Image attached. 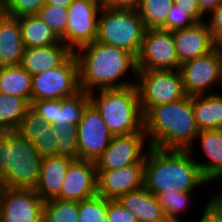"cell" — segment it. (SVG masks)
<instances>
[{
	"label": "cell",
	"instance_id": "6da1fadb",
	"mask_svg": "<svg viewBox=\"0 0 222 222\" xmlns=\"http://www.w3.org/2000/svg\"><path fill=\"white\" fill-rule=\"evenodd\" d=\"M74 53L79 64L80 89L88 94L101 89L136 85V57L126 50L94 41L81 46ZM128 71L134 79H127ZM122 77L126 79L121 80Z\"/></svg>",
	"mask_w": 222,
	"mask_h": 222
},
{
	"label": "cell",
	"instance_id": "7a4b0ae2",
	"mask_svg": "<svg viewBox=\"0 0 222 222\" xmlns=\"http://www.w3.org/2000/svg\"><path fill=\"white\" fill-rule=\"evenodd\" d=\"M195 147L164 149L149 147L145 155L144 187L159 193L192 192L209 184L195 161Z\"/></svg>",
	"mask_w": 222,
	"mask_h": 222
},
{
	"label": "cell",
	"instance_id": "3957f363",
	"mask_svg": "<svg viewBox=\"0 0 222 222\" xmlns=\"http://www.w3.org/2000/svg\"><path fill=\"white\" fill-rule=\"evenodd\" d=\"M144 132L149 146L189 149L200 132L193 112L192 96L150 108L144 114Z\"/></svg>",
	"mask_w": 222,
	"mask_h": 222
},
{
	"label": "cell",
	"instance_id": "277c9868",
	"mask_svg": "<svg viewBox=\"0 0 222 222\" xmlns=\"http://www.w3.org/2000/svg\"><path fill=\"white\" fill-rule=\"evenodd\" d=\"M42 157L16 131H0V175L3 187L35 189Z\"/></svg>",
	"mask_w": 222,
	"mask_h": 222
},
{
	"label": "cell",
	"instance_id": "5b68a950",
	"mask_svg": "<svg viewBox=\"0 0 222 222\" xmlns=\"http://www.w3.org/2000/svg\"><path fill=\"white\" fill-rule=\"evenodd\" d=\"M98 91V95L95 91L89 93L90 103L113 136L145 133L144 115L136 85Z\"/></svg>",
	"mask_w": 222,
	"mask_h": 222
},
{
	"label": "cell",
	"instance_id": "8992f818",
	"mask_svg": "<svg viewBox=\"0 0 222 222\" xmlns=\"http://www.w3.org/2000/svg\"><path fill=\"white\" fill-rule=\"evenodd\" d=\"M146 28L135 9L102 6L98 15L97 42L124 49L137 57Z\"/></svg>",
	"mask_w": 222,
	"mask_h": 222
},
{
	"label": "cell",
	"instance_id": "52a82bcc",
	"mask_svg": "<svg viewBox=\"0 0 222 222\" xmlns=\"http://www.w3.org/2000/svg\"><path fill=\"white\" fill-rule=\"evenodd\" d=\"M136 86L143 115L154 106L186 96L179 70H138Z\"/></svg>",
	"mask_w": 222,
	"mask_h": 222
},
{
	"label": "cell",
	"instance_id": "ba28073f",
	"mask_svg": "<svg viewBox=\"0 0 222 222\" xmlns=\"http://www.w3.org/2000/svg\"><path fill=\"white\" fill-rule=\"evenodd\" d=\"M80 90L79 64L74 52L60 66L32 76V101L62 99Z\"/></svg>",
	"mask_w": 222,
	"mask_h": 222
},
{
	"label": "cell",
	"instance_id": "9c48e42d",
	"mask_svg": "<svg viewBox=\"0 0 222 222\" xmlns=\"http://www.w3.org/2000/svg\"><path fill=\"white\" fill-rule=\"evenodd\" d=\"M101 8L99 0H73L67 8V26L61 42L75 52L81 46L96 41Z\"/></svg>",
	"mask_w": 222,
	"mask_h": 222
},
{
	"label": "cell",
	"instance_id": "30bf717a",
	"mask_svg": "<svg viewBox=\"0 0 222 222\" xmlns=\"http://www.w3.org/2000/svg\"><path fill=\"white\" fill-rule=\"evenodd\" d=\"M137 70H179L173 34L162 29H146L136 57Z\"/></svg>",
	"mask_w": 222,
	"mask_h": 222
},
{
	"label": "cell",
	"instance_id": "8fae6325",
	"mask_svg": "<svg viewBox=\"0 0 222 222\" xmlns=\"http://www.w3.org/2000/svg\"><path fill=\"white\" fill-rule=\"evenodd\" d=\"M186 96L213 93L212 88L219 84V47L198 58L186 61L179 67Z\"/></svg>",
	"mask_w": 222,
	"mask_h": 222
},
{
	"label": "cell",
	"instance_id": "7c38bea8",
	"mask_svg": "<svg viewBox=\"0 0 222 222\" xmlns=\"http://www.w3.org/2000/svg\"><path fill=\"white\" fill-rule=\"evenodd\" d=\"M146 137L145 133L113 136L95 161L96 170H115L145 161L146 149L150 147Z\"/></svg>",
	"mask_w": 222,
	"mask_h": 222
},
{
	"label": "cell",
	"instance_id": "4fadbf2b",
	"mask_svg": "<svg viewBox=\"0 0 222 222\" xmlns=\"http://www.w3.org/2000/svg\"><path fill=\"white\" fill-rule=\"evenodd\" d=\"M44 201L34 189L0 190L1 222H43Z\"/></svg>",
	"mask_w": 222,
	"mask_h": 222
},
{
	"label": "cell",
	"instance_id": "5bb4252c",
	"mask_svg": "<svg viewBox=\"0 0 222 222\" xmlns=\"http://www.w3.org/2000/svg\"><path fill=\"white\" fill-rule=\"evenodd\" d=\"M76 129L79 159L95 162L107 148L113 135L91 103L85 109Z\"/></svg>",
	"mask_w": 222,
	"mask_h": 222
},
{
	"label": "cell",
	"instance_id": "9a60e30c",
	"mask_svg": "<svg viewBox=\"0 0 222 222\" xmlns=\"http://www.w3.org/2000/svg\"><path fill=\"white\" fill-rule=\"evenodd\" d=\"M145 161L131 164L115 170H96L97 194L117 200L125 193L144 187Z\"/></svg>",
	"mask_w": 222,
	"mask_h": 222
},
{
	"label": "cell",
	"instance_id": "2e32d148",
	"mask_svg": "<svg viewBox=\"0 0 222 222\" xmlns=\"http://www.w3.org/2000/svg\"><path fill=\"white\" fill-rule=\"evenodd\" d=\"M97 194V173L94 161L72 160L61 189V199L80 202Z\"/></svg>",
	"mask_w": 222,
	"mask_h": 222
},
{
	"label": "cell",
	"instance_id": "e0dca14e",
	"mask_svg": "<svg viewBox=\"0 0 222 222\" xmlns=\"http://www.w3.org/2000/svg\"><path fill=\"white\" fill-rule=\"evenodd\" d=\"M179 64L211 52L216 46L206 20L172 32Z\"/></svg>",
	"mask_w": 222,
	"mask_h": 222
},
{
	"label": "cell",
	"instance_id": "ac0fdd59",
	"mask_svg": "<svg viewBox=\"0 0 222 222\" xmlns=\"http://www.w3.org/2000/svg\"><path fill=\"white\" fill-rule=\"evenodd\" d=\"M23 138H27L44 158L58 156V144L56 128L43 121L31 108L21 119L18 128L15 130Z\"/></svg>",
	"mask_w": 222,
	"mask_h": 222
},
{
	"label": "cell",
	"instance_id": "d6986e66",
	"mask_svg": "<svg viewBox=\"0 0 222 222\" xmlns=\"http://www.w3.org/2000/svg\"><path fill=\"white\" fill-rule=\"evenodd\" d=\"M65 156L44 157L41 162L40 175L34 191L45 202L61 199V189L70 162Z\"/></svg>",
	"mask_w": 222,
	"mask_h": 222
},
{
	"label": "cell",
	"instance_id": "ffe728a7",
	"mask_svg": "<svg viewBox=\"0 0 222 222\" xmlns=\"http://www.w3.org/2000/svg\"><path fill=\"white\" fill-rule=\"evenodd\" d=\"M72 53L65 44L24 48L20 65L34 76L60 66Z\"/></svg>",
	"mask_w": 222,
	"mask_h": 222
},
{
	"label": "cell",
	"instance_id": "44dd1931",
	"mask_svg": "<svg viewBox=\"0 0 222 222\" xmlns=\"http://www.w3.org/2000/svg\"><path fill=\"white\" fill-rule=\"evenodd\" d=\"M199 139L202 153L208 159L201 162L195 158L202 175L209 183L219 180L222 182V130H202L196 136L195 142Z\"/></svg>",
	"mask_w": 222,
	"mask_h": 222
},
{
	"label": "cell",
	"instance_id": "7402d4cb",
	"mask_svg": "<svg viewBox=\"0 0 222 222\" xmlns=\"http://www.w3.org/2000/svg\"><path fill=\"white\" fill-rule=\"evenodd\" d=\"M117 200L138 222H168L157 197L145 187L125 193Z\"/></svg>",
	"mask_w": 222,
	"mask_h": 222
},
{
	"label": "cell",
	"instance_id": "603a6c76",
	"mask_svg": "<svg viewBox=\"0 0 222 222\" xmlns=\"http://www.w3.org/2000/svg\"><path fill=\"white\" fill-rule=\"evenodd\" d=\"M23 51L19 19L7 14L0 22V66L20 65Z\"/></svg>",
	"mask_w": 222,
	"mask_h": 222
},
{
	"label": "cell",
	"instance_id": "cb8c5ba5",
	"mask_svg": "<svg viewBox=\"0 0 222 222\" xmlns=\"http://www.w3.org/2000/svg\"><path fill=\"white\" fill-rule=\"evenodd\" d=\"M194 117L200 131L222 130V93L192 96Z\"/></svg>",
	"mask_w": 222,
	"mask_h": 222
},
{
	"label": "cell",
	"instance_id": "d4e9b609",
	"mask_svg": "<svg viewBox=\"0 0 222 222\" xmlns=\"http://www.w3.org/2000/svg\"><path fill=\"white\" fill-rule=\"evenodd\" d=\"M18 19L24 48L63 44L61 39L36 14Z\"/></svg>",
	"mask_w": 222,
	"mask_h": 222
},
{
	"label": "cell",
	"instance_id": "484cf974",
	"mask_svg": "<svg viewBox=\"0 0 222 222\" xmlns=\"http://www.w3.org/2000/svg\"><path fill=\"white\" fill-rule=\"evenodd\" d=\"M0 93L32 101V75L21 65L0 67Z\"/></svg>",
	"mask_w": 222,
	"mask_h": 222
},
{
	"label": "cell",
	"instance_id": "4316f807",
	"mask_svg": "<svg viewBox=\"0 0 222 222\" xmlns=\"http://www.w3.org/2000/svg\"><path fill=\"white\" fill-rule=\"evenodd\" d=\"M30 108L27 99L0 93V131H15Z\"/></svg>",
	"mask_w": 222,
	"mask_h": 222
},
{
	"label": "cell",
	"instance_id": "83f0119b",
	"mask_svg": "<svg viewBox=\"0 0 222 222\" xmlns=\"http://www.w3.org/2000/svg\"><path fill=\"white\" fill-rule=\"evenodd\" d=\"M89 104L90 96L84 90H80L70 97L62 98L61 108H57L56 121L52 126H77Z\"/></svg>",
	"mask_w": 222,
	"mask_h": 222
},
{
	"label": "cell",
	"instance_id": "f1b7e54d",
	"mask_svg": "<svg viewBox=\"0 0 222 222\" xmlns=\"http://www.w3.org/2000/svg\"><path fill=\"white\" fill-rule=\"evenodd\" d=\"M173 0H140L136 9L146 29H159L166 21Z\"/></svg>",
	"mask_w": 222,
	"mask_h": 222
},
{
	"label": "cell",
	"instance_id": "f546056e",
	"mask_svg": "<svg viewBox=\"0 0 222 222\" xmlns=\"http://www.w3.org/2000/svg\"><path fill=\"white\" fill-rule=\"evenodd\" d=\"M79 202L52 199L44 202L43 222H79Z\"/></svg>",
	"mask_w": 222,
	"mask_h": 222
},
{
	"label": "cell",
	"instance_id": "4dcf8cb0",
	"mask_svg": "<svg viewBox=\"0 0 222 222\" xmlns=\"http://www.w3.org/2000/svg\"><path fill=\"white\" fill-rule=\"evenodd\" d=\"M190 193L177 191L171 193L162 192L156 196L168 222H184L179 214L181 213L182 215L185 209H189L192 203L189 201Z\"/></svg>",
	"mask_w": 222,
	"mask_h": 222
},
{
	"label": "cell",
	"instance_id": "1f68e13d",
	"mask_svg": "<svg viewBox=\"0 0 222 222\" xmlns=\"http://www.w3.org/2000/svg\"><path fill=\"white\" fill-rule=\"evenodd\" d=\"M108 199L96 194L79 202V222H107Z\"/></svg>",
	"mask_w": 222,
	"mask_h": 222
},
{
	"label": "cell",
	"instance_id": "d6a6232c",
	"mask_svg": "<svg viewBox=\"0 0 222 222\" xmlns=\"http://www.w3.org/2000/svg\"><path fill=\"white\" fill-rule=\"evenodd\" d=\"M61 38L65 34L68 20L67 8L44 4L36 14Z\"/></svg>",
	"mask_w": 222,
	"mask_h": 222
},
{
	"label": "cell",
	"instance_id": "836d02e7",
	"mask_svg": "<svg viewBox=\"0 0 222 222\" xmlns=\"http://www.w3.org/2000/svg\"><path fill=\"white\" fill-rule=\"evenodd\" d=\"M57 132L58 156H65L73 160L79 159L77 148V129L76 126L55 125Z\"/></svg>",
	"mask_w": 222,
	"mask_h": 222
},
{
	"label": "cell",
	"instance_id": "e575fe53",
	"mask_svg": "<svg viewBox=\"0 0 222 222\" xmlns=\"http://www.w3.org/2000/svg\"><path fill=\"white\" fill-rule=\"evenodd\" d=\"M45 0H7V13L14 17L37 14Z\"/></svg>",
	"mask_w": 222,
	"mask_h": 222
},
{
	"label": "cell",
	"instance_id": "d590c367",
	"mask_svg": "<svg viewBox=\"0 0 222 222\" xmlns=\"http://www.w3.org/2000/svg\"><path fill=\"white\" fill-rule=\"evenodd\" d=\"M196 22L185 11L179 9V6L173 4L165 23L159 28L166 31H176L194 25Z\"/></svg>",
	"mask_w": 222,
	"mask_h": 222
},
{
	"label": "cell",
	"instance_id": "8d00e7d4",
	"mask_svg": "<svg viewBox=\"0 0 222 222\" xmlns=\"http://www.w3.org/2000/svg\"><path fill=\"white\" fill-rule=\"evenodd\" d=\"M57 108H61V99L31 101V109L50 125L56 121Z\"/></svg>",
	"mask_w": 222,
	"mask_h": 222
},
{
	"label": "cell",
	"instance_id": "74e56055",
	"mask_svg": "<svg viewBox=\"0 0 222 222\" xmlns=\"http://www.w3.org/2000/svg\"><path fill=\"white\" fill-rule=\"evenodd\" d=\"M107 222H138L118 200L108 199Z\"/></svg>",
	"mask_w": 222,
	"mask_h": 222
},
{
	"label": "cell",
	"instance_id": "f35d334b",
	"mask_svg": "<svg viewBox=\"0 0 222 222\" xmlns=\"http://www.w3.org/2000/svg\"><path fill=\"white\" fill-rule=\"evenodd\" d=\"M210 21H206L211 30L213 41L216 47H222V2L209 13Z\"/></svg>",
	"mask_w": 222,
	"mask_h": 222
},
{
	"label": "cell",
	"instance_id": "ab89813d",
	"mask_svg": "<svg viewBox=\"0 0 222 222\" xmlns=\"http://www.w3.org/2000/svg\"><path fill=\"white\" fill-rule=\"evenodd\" d=\"M179 9L185 11L196 23L203 22L205 15L201 12L197 0H173Z\"/></svg>",
	"mask_w": 222,
	"mask_h": 222
},
{
	"label": "cell",
	"instance_id": "60d3db41",
	"mask_svg": "<svg viewBox=\"0 0 222 222\" xmlns=\"http://www.w3.org/2000/svg\"><path fill=\"white\" fill-rule=\"evenodd\" d=\"M102 6L110 9H137L140 0H101Z\"/></svg>",
	"mask_w": 222,
	"mask_h": 222
},
{
	"label": "cell",
	"instance_id": "b9f144b4",
	"mask_svg": "<svg viewBox=\"0 0 222 222\" xmlns=\"http://www.w3.org/2000/svg\"><path fill=\"white\" fill-rule=\"evenodd\" d=\"M205 204L198 222H222V217L208 203Z\"/></svg>",
	"mask_w": 222,
	"mask_h": 222
},
{
	"label": "cell",
	"instance_id": "7bdbcfd3",
	"mask_svg": "<svg viewBox=\"0 0 222 222\" xmlns=\"http://www.w3.org/2000/svg\"><path fill=\"white\" fill-rule=\"evenodd\" d=\"M199 8L201 12L208 16L211 11H213L221 2L222 0H197Z\"/></svg>",
	"mask_w": 222,
	"mask_h": 222
},
{
	"label": "cell",
	"instance_id": "ee69618b",
	"mask_svg": "<svg viewBox=\"0 0 222 222\" xmlns=\"http://www.w3.org/2000/svg\"><path fill=\"white\" fill-rule=\"evenodd\" d=\"M208 199L207 203L222 217V189Z\"/></svg>",
	"mask_w": 222,
	"mask_h": 222
},
{
	"label": "cell",
	"instance_id": "f6af8a7d",
	"mask_svg": "<svg viewBox=\"0 0 222 222\" xmlns=\"http://www.w3.org/2000/svg\"><path fill=\"white\" fill-rule=\"evenodd\" d=\"M73 0H45V4L68 8Z\"/></svg>",
	"mask_w": 222,
	"mask_h": 222
},
{
	"label": "cell",
	"instance_id": "bcb514c9",
	"mask_svg": "<svg viewBox=\"0 0 222 222\" xmlns=\"http://www.w3.org/2000/svg\"><path fill=\"white\" fill-rule=\"evenodd\" d=\"M7 14V0H0V22Z\"/></svg>",
	"mask_w": 222,
	"mask_h": 222
},
{
	"label": "cell",
	"instance_id": "7dc6e473",
	"mask_svg": "<svg viewBox=\"0 0 222 222\" xmlns=\"http://www.w3.org/2000/svg\"><path fill=\"white\" fill-rule=\"evenodd\" d=\"M219 82L222 86V47H219Z\"/></svg>",
	"mask_w": 222,
	"mask_h": 222
},
{
	"label": "cell",
	"instance_id": "c3c4849f",
	"mask_svg": "<svg viewBox=\"0 0 222 222\" xmlns=\"http://www.w3.org/2000/svg\"><path fill=\"white\" fill-rule=\"evenodd\" d=\"M3 188V184H2V179H1V175H0V190Z\"/></svg>",
	"mask_w": 222,
	"mask_h": 222
}]
</instances>
